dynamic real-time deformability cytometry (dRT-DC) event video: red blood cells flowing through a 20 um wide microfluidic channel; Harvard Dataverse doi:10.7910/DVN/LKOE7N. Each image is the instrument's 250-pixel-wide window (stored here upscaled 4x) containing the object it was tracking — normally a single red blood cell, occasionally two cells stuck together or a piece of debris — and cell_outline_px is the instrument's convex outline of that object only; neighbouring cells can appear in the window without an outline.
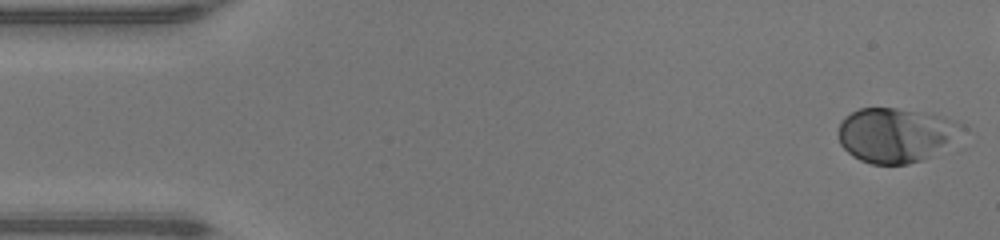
{"species": "human", "species_latin": "Homo sapiens", "temperature_condition": "warm", "stored_images_in_passage": 42, "camera_frame_rate_fps": 3000, "um_per_image_px": 0.085, "donor": {"sex": "male"}, "frame": {"image": 1, "passage_image": 1, "time_ms": 0.0, "image_size_px": [1000, 240], "cell_outline_px": [[968, 128], [928, 156], [920, 160], [908, 164], [872, 164], [860, 160], [852, 156], [840, 144], [836, 132], [840, 120], [852, 112], [860, 108], [896, 108], [944, 116], [968, 124]], "centroid_in_image_um": [76.1, 11.45], "position_along_channel_um": 8.9, "area_um2": 39.25}}
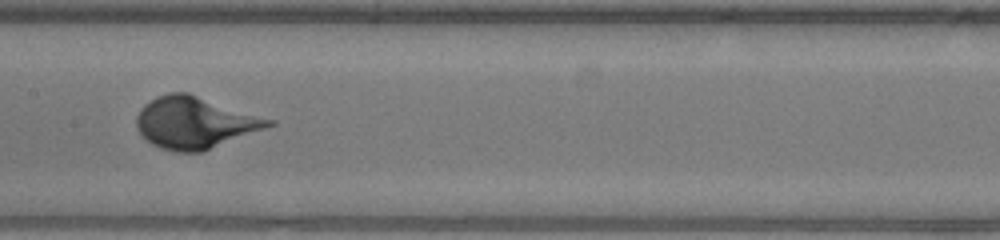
{"frame": {"image": 2, "passage_image": 23, "time_ms": 7.333, "image_size_px": [1000, 240], "cell_outline_px": [[276, 124], [204, 152], [172, 152], [160, 148], [152, 144], [136, 128], [136, 116], [140, 108], [144, 104], [156, 96], [168, 92], [188, 92], [276, 120]], "centroid_in_image_um": [16.58, 10.42], "position_along_channel_um": 190.8, "area_um2": 40.29}}
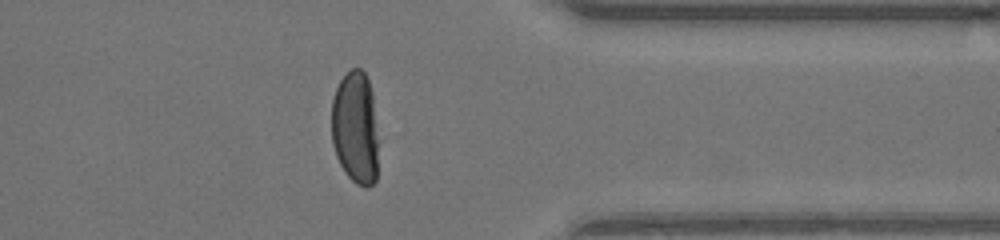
{"frame": {"image": 3, "passage_image": 37, "time_ms": 12.0, "image_size_px": [1000, 240], "cell_outline_px": [[376, 180], [368, 188], [364, 188], [356, 184], [344, 172], [336, 156], [332, 144], [332, 100], [336, 88], [340, 80], [352, 68], [360, 68], [364, 72], [368, 80], [372, 92], [376, 140]], "centroid_in_image_um": [30.17, 10.88], "position_along_channel_um": 381.2, "area_um2": 30.52}}